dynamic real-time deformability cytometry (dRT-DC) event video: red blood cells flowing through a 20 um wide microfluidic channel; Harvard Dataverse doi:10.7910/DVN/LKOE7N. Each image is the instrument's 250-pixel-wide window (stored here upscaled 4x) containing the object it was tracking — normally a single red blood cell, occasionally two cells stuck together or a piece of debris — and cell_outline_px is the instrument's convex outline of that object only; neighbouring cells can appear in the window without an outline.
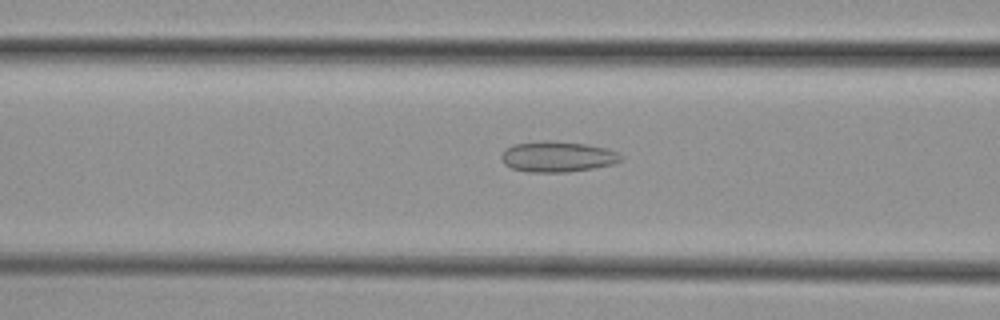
{"species": "common noctule bat (a hibernating species)", "species_latin": "Nyctalus noctula", "temperature_condition": "cold", "stored_images_in_passage": 54, "camera_frame_rate_fps": 3000, "um_per_image_px": 0.085, "animal": {"sex": "female", "body_mass_g": 29.2, "forearm_length_mm": 56.3}, "frame": {"image": 1, "passage_image": 21, "time_ms": 6.667, "image_size_px": [1000, 320], "cell_outline_px": [[624, 160], [616, 164], [568, 172], [528, 172], [512, 168], [504, 164], [500, 156], [512, 144], [544, 140], [548, 140], [584, 144], [604, 148], [616, 152], [624, 156]], "centroid_in_image_um": [47.41, 13.32], "position_along_channel_um": 119.2, "area_um2": 21.39}}
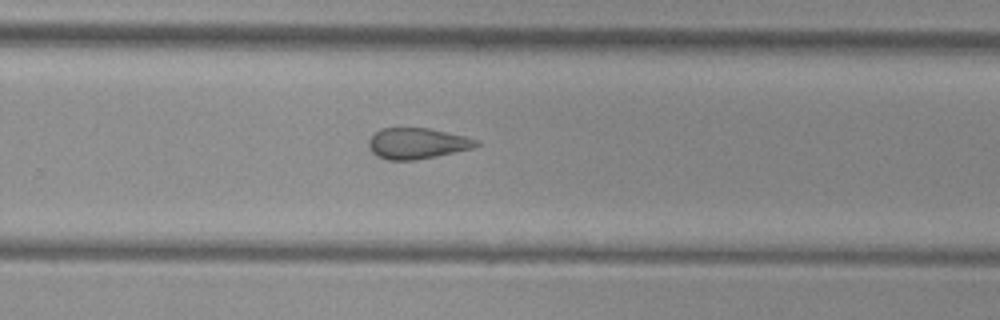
{"frame": {"image": 2, "passage_image": 35, "time_ms": 11.333, "image_size_px": [1000, 320], "cell_outline_px": [[480, 144], [472, 148], [436, 156], [412, 160], [388, 160], [376, 156], [372, 152], [368, 144], [368, 140], [380, 128], [428, 128], [464, 136], [476, 140]], "centroid_in_image_um": [35.41, 12.19], "position_along_channel_um": 294.4, "area_um2": 19.13}}
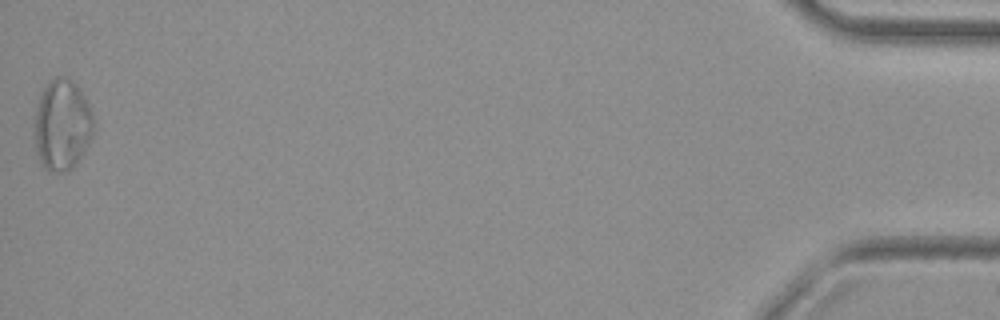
{"frame": {"image": 3, "passage_image": 54, "time_ms": 17.667, "image_size_px": [1000, 320], "cell_outline_px": [[96, 124], [92, 136], [88, 144], [72, 168], [68, 172], [52, 172], [44, 168], [36, 152], [36, 108], [40, 92], [56, 76], [64, 76], [72, 80], [76, 84], [88, 104], [92, 112]], "centroid_in_image_um": [5.31, 10.62], "position_along_channel_um": 429.9, "area_um2": 31.15}, "authors_computed_cell_mechanics": {"area_um2": 22.0218, "velocity_mm_per_s": 3.7622, "shape_relaxation_time_tau1_ms": null, "shape_relaxation_time_tau2_ms": 3.1574, "deformation_change_tau1": null, "deformation_change_tau2": 0.1107}}